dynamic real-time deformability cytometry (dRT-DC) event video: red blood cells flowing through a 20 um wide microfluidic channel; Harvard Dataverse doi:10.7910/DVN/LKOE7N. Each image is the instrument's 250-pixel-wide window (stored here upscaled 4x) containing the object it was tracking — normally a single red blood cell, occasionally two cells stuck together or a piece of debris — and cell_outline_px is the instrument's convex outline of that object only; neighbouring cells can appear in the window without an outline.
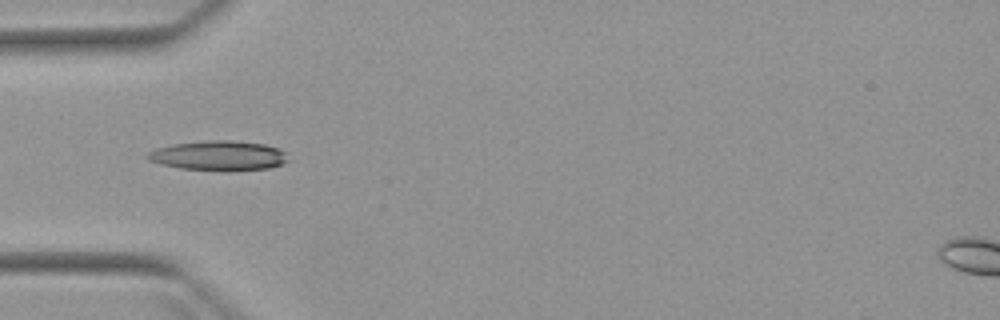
{"species": "Egyptian fruit bat (a non-hibernating species)", "species_latin": "Rousettus aegyptiacus", "temperature_condition": "warm", "stored_images_in_passage": 5, "camera_frame_rate_fps": 3000, "um_per_image_px": 0.085, "animal": {"sex": "female"}, "frame": {"image": 1, "passage_image": 5, "time_ms": 4.667, "image_size_px": [1000, 320], "cell_outline_px": [[292, 160], [284, 164], [268, 168], [228, 172], [224, 172], [180, 168], [160, 164], [148, 160], [144, 156], [148, 152], [156, 148], [172, 144], [208, 140], [232, 140], [264, 144], [280, 148], [288, 152]], "centroid_in_image_um": [18.65, 13.24], "position_along_channel_um": 66.3, "area_um2": 25.2}}